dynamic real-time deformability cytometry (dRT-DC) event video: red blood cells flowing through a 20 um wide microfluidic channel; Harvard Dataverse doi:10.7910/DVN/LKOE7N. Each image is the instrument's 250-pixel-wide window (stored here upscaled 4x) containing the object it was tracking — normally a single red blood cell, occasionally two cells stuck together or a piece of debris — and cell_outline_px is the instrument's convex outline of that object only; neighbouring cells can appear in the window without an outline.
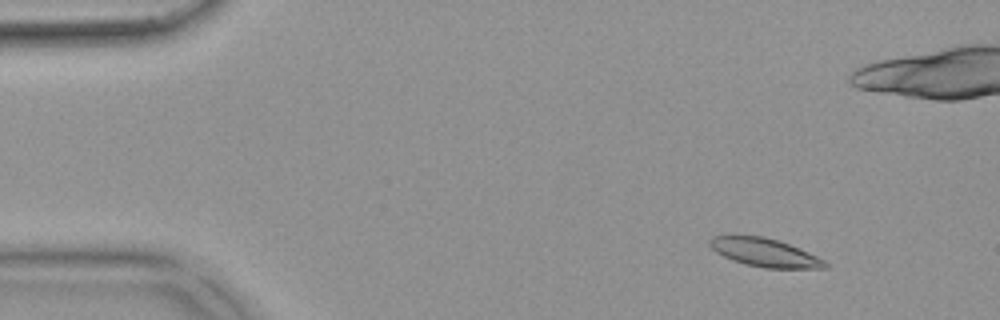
{"species": "common noctule bat (a hibernating species)", "species_latin": "Nyctalus noctula", "temperature_condition": "warm", "stored_images_in_passage": 55, "camera_frame_rate_fps": 3000, "um_per_image_px": 0.085, "animal": {"sex": "female", "body_mass_g": 18.4}, "frame": {"image": 1, "passage_image": 7, "time_ms": 2.0, "image_size_px": [1000, 320], "cell_outline_px": [[828, 268], [764, 268], [744, 264], [732, 260], [716, 252], [708, 244], [712, 236], [732, 232], [764, 236], [788, 244], [808, 252], [824, 260], [828, 264]], "centroid_in_image_um": [64.9, 21.42], "position_along_channel_um": 20.1, "area_um2": 19.54}}
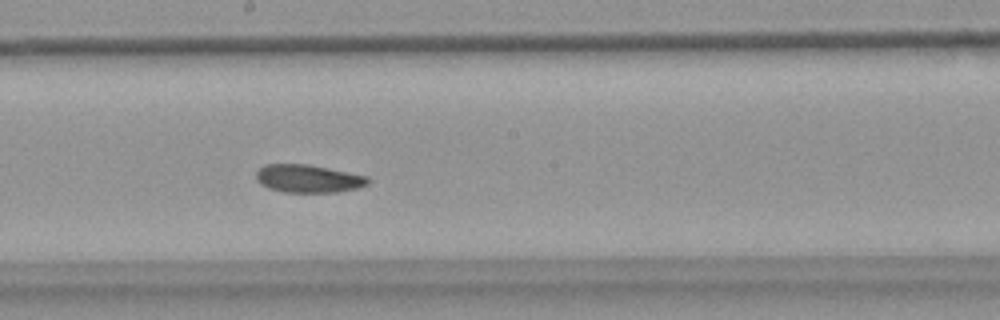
{"frame": {"image": 2, "passage_image": 30, "time_ms": 9.667, "image_size_px": [1000, 320], "cell_outline_px": [[372, 180], [368, 184], [356, 188], [340, 192], [284, 192], [268, 188], [260, 184], [256, 180], [256, 172], [264, 164], [308, 164], [368, 176]], "centroid_in_image_um": [26.2, 15.18], "position_along_channel_um": 222.0, "area_um2": 18.32}}
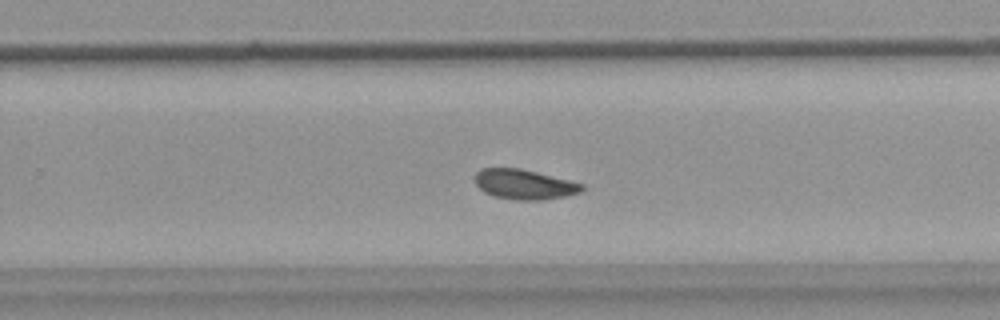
{"frame": {"image": 3, "passage_image": 35, "time_ms": 11.333, "image_size_px": [1000, 320], "cell_outline_px": [[584, 188], [580, 192], [568, 196], [540, 200], [516, 200], [496, 196], [484, 192], [472, 180], [476, 172], [480, 168], [520, 168], [572, 180], [584, 184]], "centroid_in_image_um": [44.57, 15.66], "position_along_channel_um": 285.2, "area_um2": 18.9}, "authors_computed_cell_mechanics": {"area_um2": 18.785, "velocity_mm_per_s": 3.8009, "shape_relaxation_time_tau1_ms": 3.8049, "shape_relaxation_time_tau2_ms": 5.3549, "deformation_change_tau1": 0.1059, "deformation_change_tau2": 0.1153}}